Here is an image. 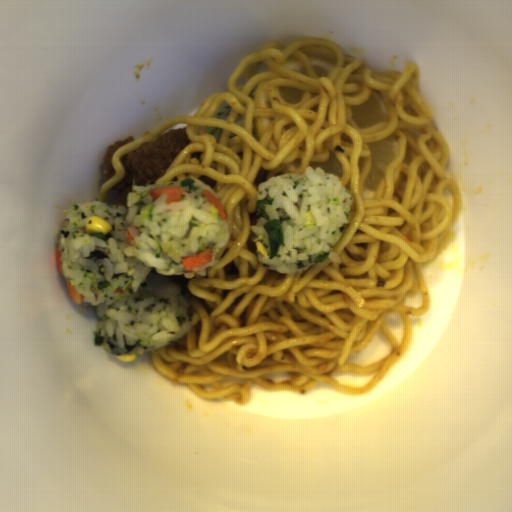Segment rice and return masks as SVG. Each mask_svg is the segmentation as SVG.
Here are the masks:
<instances>
[{
    "instance_id": "652b925c",
    "label": "rice",
    "mask_w": 512,
    "mask_h": 512,
    "mask_svg": "<svg viewBox=\"0 0 512 512\" xmlns=\"http://www.w3.org/2000/svg\"><path fill=\"white\" fill-rule=\"evenodd\" d=\"M179 186L182 201L165 205L166 193L153 199L150 190ZM203 190L215 191L205 182L189 177L177 182L131 185L126 205L94 200L66 210L57 241L62 276L95 306L98 322L94 344L111 355L161 350L184 336L192 327L189 303L181 286L171 279L206 276V267L217 265L226 248L230 228ZM103 218L112 229L86 233L91 216ZM134 237L130 246L125 230ZM213 249L211 262L191 270L182 256Z\"/></svg>"
},
{
    "instance_id": "023b6e5f",
    "label": "rice",
    "mask_w": 512,
    "mask_h": 512,
    "mask_svg": "<svg viewBox=\"0 0 512 512\" xmlns=\"http://www.w3.org/2000/svg\"><path fill=\"white\" fill-rule=\"evenodd\" d=\"M256 191L257 221L249 228L262 267L289 275L328 259L342 263L334 247L349 224L355 199L337 175L310 165L303 173L278 174L260 182ZM270 219L279 220L284 245L268 261L269 245L262 226Z\"/></svg>"
},
{
    "instance_id": "8eca5e8b",
    "label": "rice",
    "mask_w": 512,
    "mask_h": 512,
    "mask_svg": "<svg viewBox=\"0 0 512 512\" xmlns=\"http://www.w3.org/2000/svg\"><path fill=\"white\" fill-rule=\"evenodd\" d=\"M232 110L231 104H221L216 112L213 114V119H226Z\"/></svg>"
}]
</instances>
